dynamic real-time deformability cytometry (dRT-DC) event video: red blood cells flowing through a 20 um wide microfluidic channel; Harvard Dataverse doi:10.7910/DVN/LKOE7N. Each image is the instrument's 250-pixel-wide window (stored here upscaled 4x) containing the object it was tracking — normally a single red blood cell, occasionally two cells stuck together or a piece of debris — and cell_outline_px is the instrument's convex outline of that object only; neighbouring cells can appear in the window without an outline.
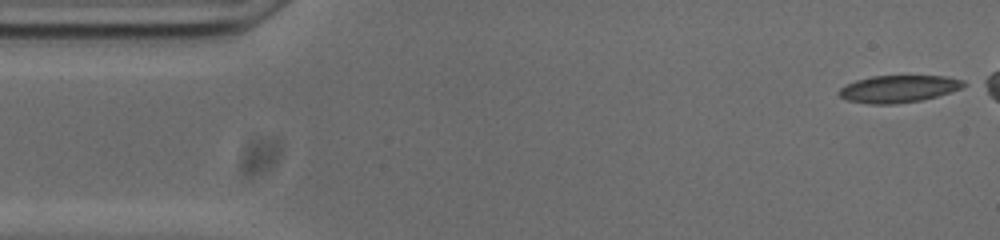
{"species": "common noctule bat (a hibernating species)", "species_latin": "Nyctalus noctula", "temperature_condition": "cold", "stored_images_in_passage": 46, "camera_frame_rate_fps": 3000, "um_per_image_px": 0.085, "animal": {"sex": "male", "body_mass_g": 20.0, "forearm_length_mm": 53.3}, "frame": {"image": 1, "passage_image": 1, "time_ms": 0.0, "image_size_px": [1000, 240], "cell_outline_px": [[968, 84], [960, 88], [936, 96], [920, 100], [892, 104], [868, 104], [848, 100], [840, 96], [836, 92], [840, 88], [856, 80], [872, 76], [944, 76], [964, 80]], "centroid_in_image_um": [76.35, 7.55], "position_along_channel_um": 8.6, "area_um2": 19.54}}
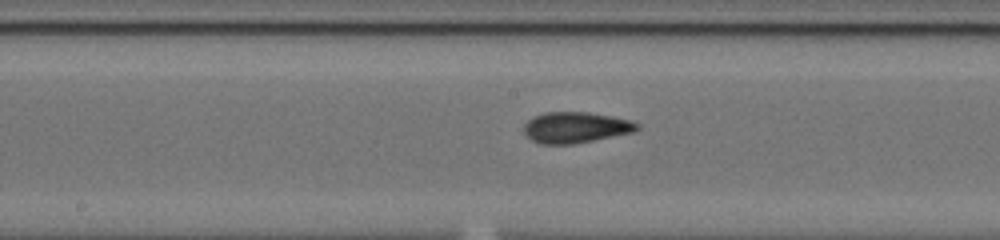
{"frame": {"image": 2, "passage_image": 25, "time_ms": 8.0, "image_size_px": [1000, 240], "cell_outline_px": [[640, 128], [632, 132], [572, 144], [540, 144], [532, 140], [524, 132], [524, 124], [532, 116], [544, 112], [588, 112], [612, 116], [628, 120], [640, 124]], "centroid_in_image_um": [48.89, 10.82], "position_along_channel_um": 199.3, "area_um2": 20.29}}
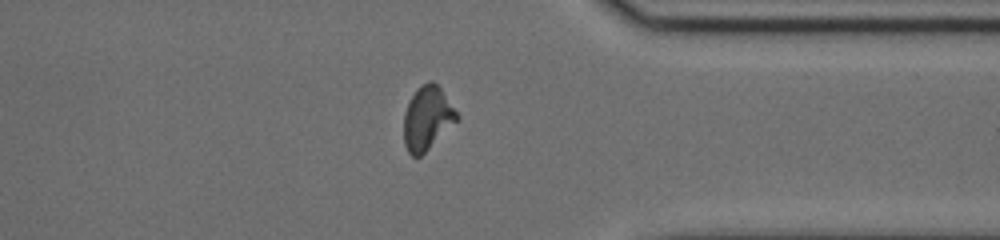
{"frame": {"image": 3, "passage_image": 40, "time_ms": 13.0, "image_size_px": [1000, 240], "cell_outline_px": [[460, 116], [420, 156], [412, 156], [408, 152], [404, 144], [404, 112], [408, 100], [416, 88], [420, 84], [428, 80], [432, 80], [440, 88]], "centroid_in_image_um": [36.27, 9.99], "position_along_channel_um": 375.1, "area_um2": 19.42}, "authors_computed_cell_mechanics": {"area_um2": 19.7965, "velocity_mm_per_s": 3.735, "shape_relaxation_time_tau1_ms": null, "shape_relaxation_time_tau2_ms": 1.863, "deformation_change_tau1": null, "deformation_change_tau2": 0.0809}}